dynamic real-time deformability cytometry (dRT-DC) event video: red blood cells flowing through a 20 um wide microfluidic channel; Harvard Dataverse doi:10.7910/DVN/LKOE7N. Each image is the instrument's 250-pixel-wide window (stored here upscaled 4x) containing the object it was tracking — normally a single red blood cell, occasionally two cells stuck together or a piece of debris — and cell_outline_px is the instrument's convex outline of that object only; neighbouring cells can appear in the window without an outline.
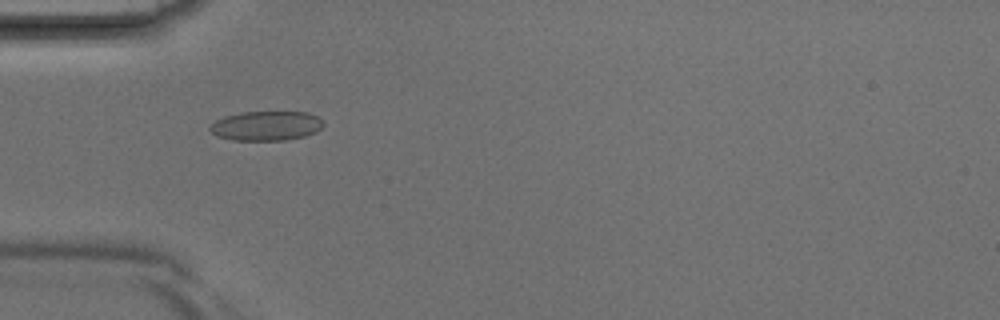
{"species": "Egyptian fruit bat (a non-hibernating species)", "species_latin": "Rousettus aegyptiacus", "temperature_condition": "room temperature", "stored_images_in_passage": 31, "camera_frame_rate_fps": 3000, "um_per_image_px": 0.085, "animal": {"sex": "male"}, "frame": {"image": 1, "passage_image": 3, "time_ms": 0.667, "image_size_px": [1000, 320], "cell_outline_px": [[324, 124], [316, 132], [304, 136], [284, 140], [232, 140], [216, 136], [208, 128], [216, 120], [224, 116], [240, 112], [308, 112], [324, 120]], "centroid_in_image_um": [22.63, 10.69], "position_along_channel_um": 62.4, "area_um2": 19.54}}
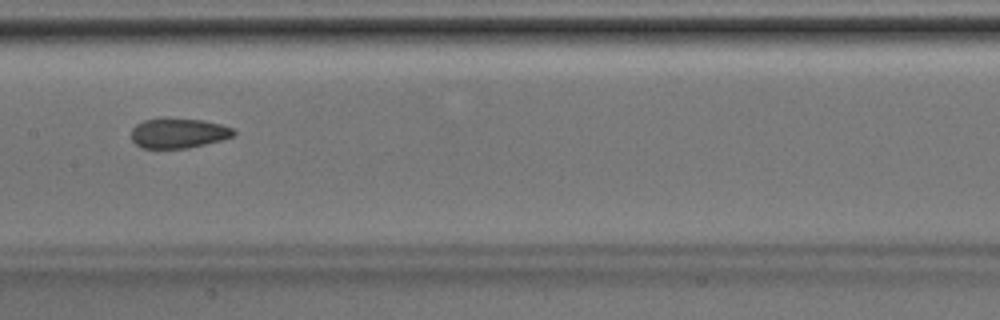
{"frame": {"image": 2, "passage_image": 11, "time_ms": 3.333, "image_size_px": [1000, 320], "cell_outline_px": [[236, 132], [232, 136], [220, 140], [188, 148], [140, 148], [132, 140], [132, 128], [136, 124], [144, 120], [164, 116], [168, 116], [204, 120], [220, 124], [232, 128]], "centroid_in_image_um": [15.12, 11.28], "position_along_channel_um": 192.3, "area_um2": 18.21}}
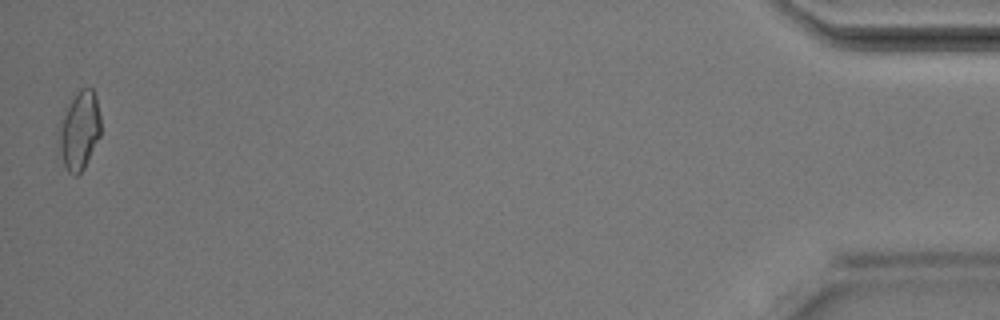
{"frame": {"image": 3, "passage_image": 31, "time_ms": 10.0, "image_size_px": [1000, 320], "cell_outline_px": [[100, 136], [84, 168], [76, 176], [68, 172], [56, 152], [56, 132], [64, 108], [80, 88], [92, 88], [96, 96], [100, 116]], "centroid_in_image_um": [6.67, 11.11], "position_along_channel_um": 428.5, "area_um2": 20.0}}